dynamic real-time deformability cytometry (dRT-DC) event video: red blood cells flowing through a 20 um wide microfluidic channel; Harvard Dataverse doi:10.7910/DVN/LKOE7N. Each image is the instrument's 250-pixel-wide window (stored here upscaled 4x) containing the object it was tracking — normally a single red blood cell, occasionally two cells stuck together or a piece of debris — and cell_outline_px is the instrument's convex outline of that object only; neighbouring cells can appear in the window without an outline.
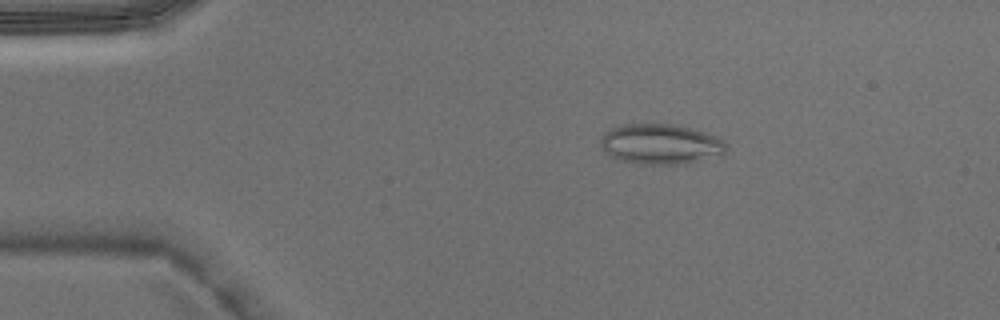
{"species": "Egyptian fruit bat (a non-hibernating species)", "species_latin": "Rousettus aegyptiacus", "temperature_condition": "warm", "stored_images_in_passage": 4, "camera_frame_rate_fps": 3000, "um_per_image_px": 0.085, "animal": {"sex": "male"}, "frame": {"image": 1, "passage_image": 2, "time_ms": 0.333, "image_size_px": [1000, 320], "cell_outline_px": [[728, 148], [724, 156], [684, 164], [636, 164], [620, 160], [604, 152], [600, 148], [600, 140], [604, 132], [620, 124], [676, 124], [704, 132], [716, 136], [724, 140], [728, 144]], "centroid_in_image_um": [56.19, 12.26], "position_along_channel_um": 28.8, "area_um2": 30.11}}